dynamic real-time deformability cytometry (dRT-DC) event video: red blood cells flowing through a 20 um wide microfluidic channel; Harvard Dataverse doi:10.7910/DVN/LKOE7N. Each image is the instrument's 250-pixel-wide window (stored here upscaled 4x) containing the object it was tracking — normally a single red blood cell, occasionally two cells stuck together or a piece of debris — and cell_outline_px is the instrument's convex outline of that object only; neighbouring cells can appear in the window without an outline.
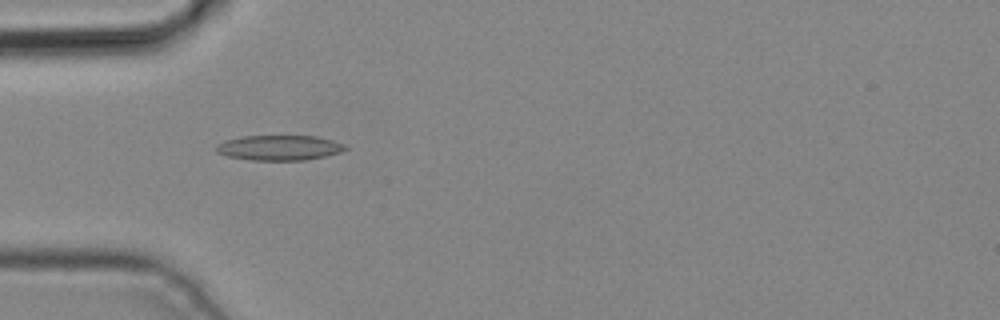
{"species": "common noctule bat (a hibernating species)", "species_latin": "Nyctalus noctula", "temperature_condition": "cold", "stored_images_in_passage": 2, "camera_frame_rate_fps": 3000, "um_per_image_px": 0.085, "animal": {"sex": "male", "body_mass_g": 19.2, "forearm_length_mm": 51.8}, "frame": {"image": 1, "passage_image": 1, "time_ms": 0.0, "image_size_px": [1000, 320], "cell_outline_px": [[348, 148], [340, 152], [324, 156], [304, 160], [252, 160], [228, 156], [216, 152], [216, 144], [224, 140], [244, 136], [316, 136], [332, 140], [344, 144]], "centroid_in_image_um": [23.72, 12.55], "position_along_channel_um": 61.3, "area_um2": 18.79}}
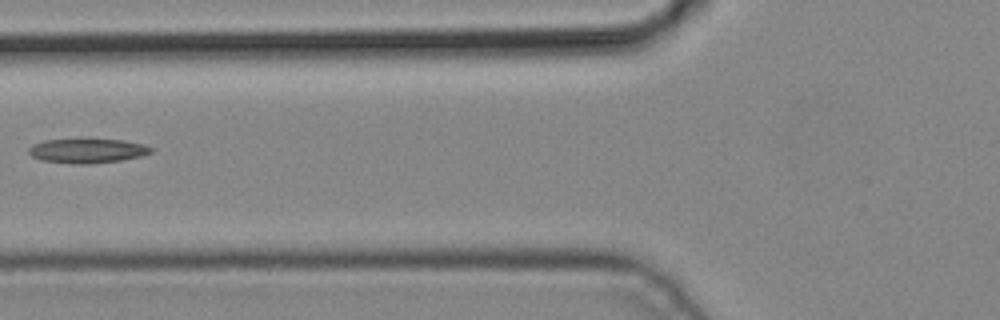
{"frame": {"image": 2, "passage_image": 2, "time_ms": 0.333, "image_size_px": [1000, 320], "cell_outline_px": [[152, 152], [140, 156], [120, 160], [88, 164], [72, 164], [40, 160], [32, 156], [28, 152], [28, 148], [32, 144], [44, 140], [80, 136], [124, 140], [144, 144], [152, 148]], "centroid_in_image_um": [7.36, 12.76], "position_along_channel_um": 118.4, "area_um2": 18.38}}